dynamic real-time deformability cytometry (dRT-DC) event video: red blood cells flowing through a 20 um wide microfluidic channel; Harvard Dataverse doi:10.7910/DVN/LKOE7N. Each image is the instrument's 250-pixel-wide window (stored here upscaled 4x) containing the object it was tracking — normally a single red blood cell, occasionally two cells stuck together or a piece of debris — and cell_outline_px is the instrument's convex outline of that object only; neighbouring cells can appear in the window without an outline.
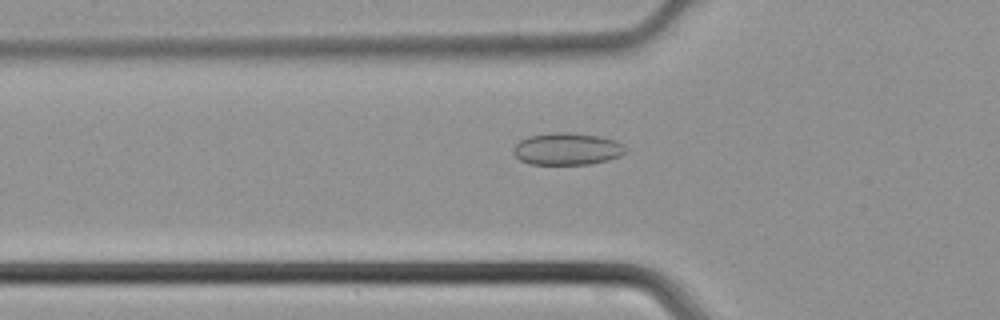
{"species": "common noctule bat (a hibernating species)", "species_latin": "Nyctalus noctula", "temperature_condition": "cold", "stored_images_in_passage": 45, "camera_frame_rate_fps": 3000, "um_per_image_px": 0.085, "animal": {"sex": "male", "body_mass_g": 21.5, "forearm_length_mm": 52.0}, "frame": {"image": 1, "passage_image": 15, "time_ms": 4.667, "image_size_px": [1000, 320], "cell_outline_px": [[628, 152], [620, 156], [608, 160], [588, 164], [528, 164], [520, 160], [512, 152], [512, 148], [520, 140], [528, 136], [552, 132], [572, 132], [600, 136], [616, 140], [624, 144], [628, 148]], "centroid_in_image_um": [48.23, 12.65], "position_along_channel_um": 77.6, "area_um2": 21.39}}
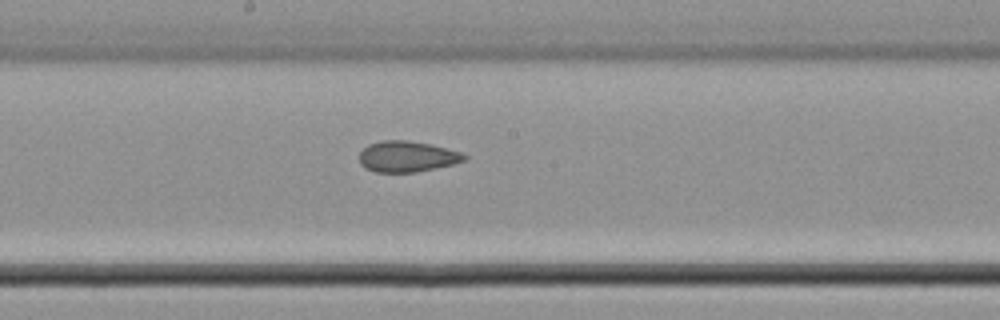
{"frame": {"image": 2, "passage_image": 24, "time_ms": 7.667, "image_size_px": [1000, 320], "cell_outline_px": [[468, 156], [464, 160], [452, 164], [416, 172], [376, 172], [364, 168], [360, 164], [360, 152], [368, 144], [380, 140], [408, 140], [432, 144], [460, 152]], "centroid_in_image_um": [34.57, 13.29], "position_along_channel_um": 213.6, "area_um2": 18.9}}
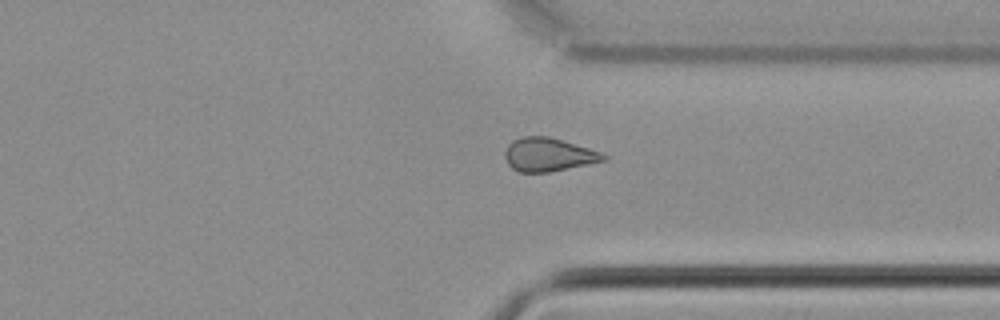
{"frame": {"image": 3, "passage_image": 34, "time_ms": 11.0, "image_size_px": [1000, 320], "cell_outline_px": [[608, 160], [548, 172], [520, 172], [512, 168], [508, 164], [504, 156], [504, 152], [508, 144], [512, 140], [524, 136], [548, 136], [588, 148], [600, 152], [608, 156]], "centroid_in_image_um": [46.6, 13.14], "position_along_channel_um": 364.8, "area_um2": 19.13}}